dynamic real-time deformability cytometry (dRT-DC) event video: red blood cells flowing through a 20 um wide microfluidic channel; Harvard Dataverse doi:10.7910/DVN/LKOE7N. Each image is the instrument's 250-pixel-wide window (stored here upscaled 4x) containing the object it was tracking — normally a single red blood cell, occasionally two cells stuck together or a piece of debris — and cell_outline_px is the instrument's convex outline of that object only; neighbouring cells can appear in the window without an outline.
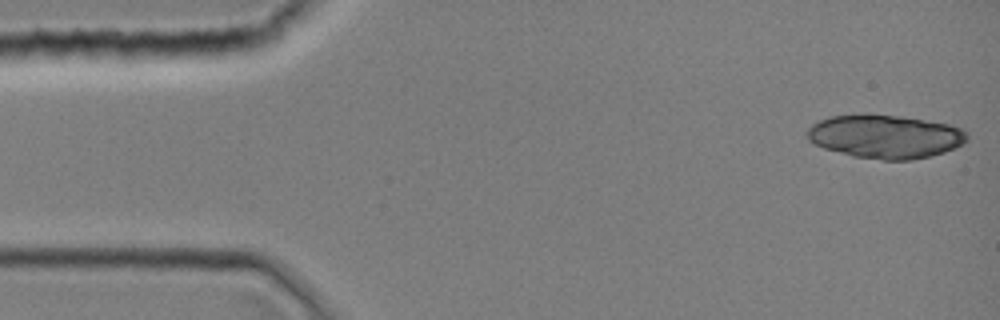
{"species": "common noctule bat (a hibernating species)", "species_latin": "Nyctalus noctula", "temperature_condition": "room temperature", "stored_images_in_passage": 13, "camera_frame_rate_fps": 3000, "um_per_image_px": 0.085, "animal": {"sex": "female", "body_mass_g": 19.0, "forearm_length_mm": 51.5}, "frame": {"image": 1, "passage_image": 1, "time_ms": 0.0, "image_size_px": [1000, 320], "cell_outline_px": [[968, 140], [964, 144], [944, 152], [912, 160], [884, 160], [852, 156], [824, 148], [808, 140], [808, 128], [812, 124], [828, 116], [864, 112], [868, 112], [900, 116], [948, 124], [960, 128], [968, 132]], "centroid_in_image_um": [75.23, 11.58], "position_along_channel_um": 9.8, "area_um2": 41.04}}